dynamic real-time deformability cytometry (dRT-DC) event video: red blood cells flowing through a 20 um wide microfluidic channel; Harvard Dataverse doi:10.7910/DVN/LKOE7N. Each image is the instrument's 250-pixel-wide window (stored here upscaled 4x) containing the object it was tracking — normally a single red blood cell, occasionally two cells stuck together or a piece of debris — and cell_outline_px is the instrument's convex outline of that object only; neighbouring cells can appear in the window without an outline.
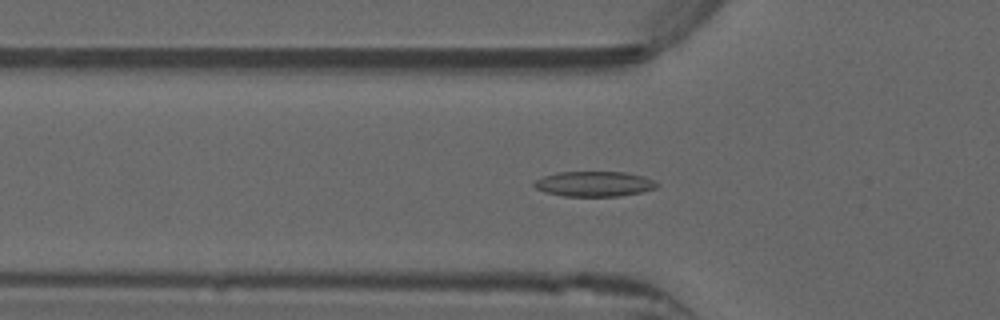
{"species": "common noctule bat (a hibernating species)", "species_latin": "Nyctalus noctula", "temperature_condition": "warm", "stored_images_in_passage": 50, "camera_frame_rate_fps": 3000, "um_per_image_px": 0.085, "animal": {"sex": "male", "forearm_length_mm": 52.5}, "frame": {"image": 1, "passage_image": 15, "time_ms": 4.667, "image_size_px": [1000, 320], "cell_outline_px": [[660, 184], [656, 188], [640, 192], [620, 196], [564, 196], [544, 192], [536, 188], [532, 184], [536, 180], [544, 176], [560, 172], [624, 172], [644, 176]], "centroid_in_image_um": [50.51, 15.63], "position_along_channel_um": 75.3, "area_um2": 17.92}}
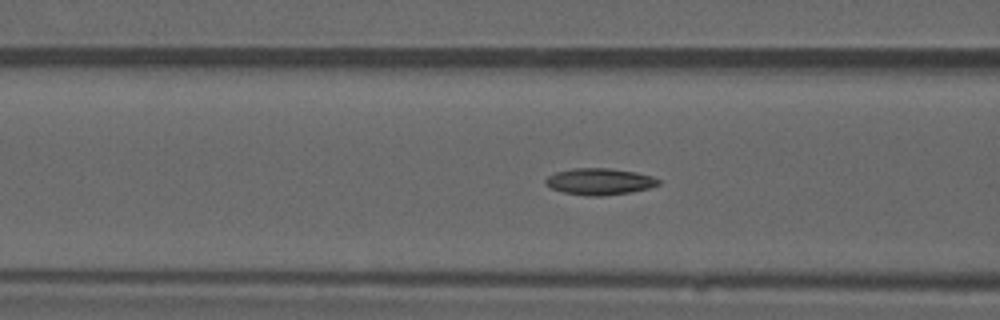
{"frame": {"image": 2, "passage_image": 18, "time_ms": 5.667, "image_size_px": [1000, 320], "cell_outline_px": [[660, 184], [648, 188], [632, 192], [600, 196], [584, 196], [564, 192], [552, 188], [544, 184], [544, 180], [548, 176], [556, 172], [572, 168], [608, 168], [636, 172], [652, 176], [660, 180]], "centroid_in_image_um": [50.95, 15.43], "position_along_channel_um": 115.7, "area_um2": 17.51}}
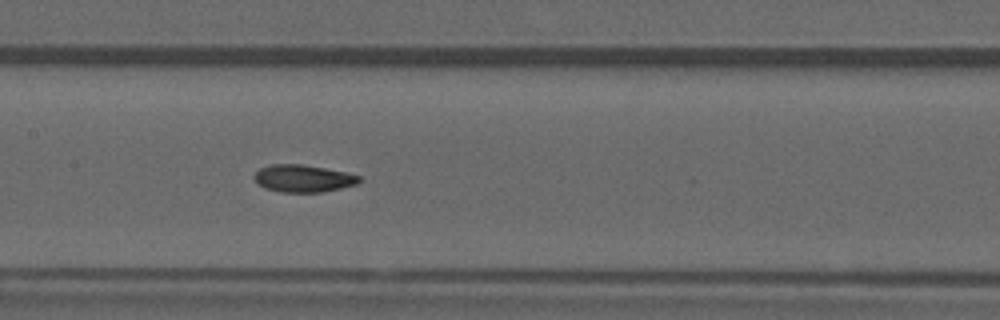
{"frame": {"image": 3, "passage_image": 23, "time_ms": 7.333, "image_size_px": [1000, 320], "cell_outline_px": [[360, 180], [356, 184], [324, 192], [280, 192], [264, 188], [252, 176], [260, 168], [272, 164], [300, 164], [348, 172], [360, 176]], "centroid_in_image_um": [25.77, 15.17], "position_along_channel_um": 181.6, "area_um2": 16.65}, "authors_computed_cell_mechanics": {"area_um2": 16.6464, "velocity_mm_per_s": 3.9582, "shape_relaxation_time_tau1_ms": null, "shape_relaxation_time_tau2_ms": 4.2286, "deformation_change_tau1": null, "deformation_change_tau2": 0.1099}}